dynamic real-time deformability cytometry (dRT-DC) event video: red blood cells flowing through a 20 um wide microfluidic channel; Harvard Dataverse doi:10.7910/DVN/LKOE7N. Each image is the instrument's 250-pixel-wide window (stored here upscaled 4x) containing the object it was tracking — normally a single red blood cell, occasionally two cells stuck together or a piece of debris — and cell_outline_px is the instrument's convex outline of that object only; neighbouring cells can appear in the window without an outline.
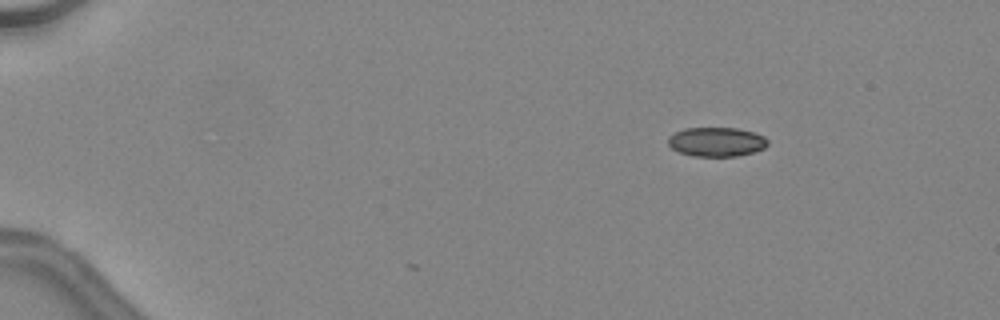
{"species": "common noctule bat (a hibernating species)", "species_latin": "Nyctalus noctula", "temperature_condition": "warm", "stored_images_in_passage": 4, "camera_frame_rate_fps": 3000, "um_per_image_px": 0.085, "animal": {"sex": "female", "body_mass_g": 24.6, "forearm_length_mm": 56.2}, "frame": {"image": 1, "passage_image": 1, "time_ms": 0.0, "image_size_px": [1000, 320], "cell_outline_px": [[768, 144], [764, 148], [752, 152], [736, 156], [692, 156], [680, 152], [672, 148], [668, 144], [668, 136], [684, 128], [736, 128], [752, 132], [764, 136], [768, 140]], "centroid_in_image_um": [60.89, 12.05], "position_along_channel_um": 24.1, "area_um2": 16.88}}